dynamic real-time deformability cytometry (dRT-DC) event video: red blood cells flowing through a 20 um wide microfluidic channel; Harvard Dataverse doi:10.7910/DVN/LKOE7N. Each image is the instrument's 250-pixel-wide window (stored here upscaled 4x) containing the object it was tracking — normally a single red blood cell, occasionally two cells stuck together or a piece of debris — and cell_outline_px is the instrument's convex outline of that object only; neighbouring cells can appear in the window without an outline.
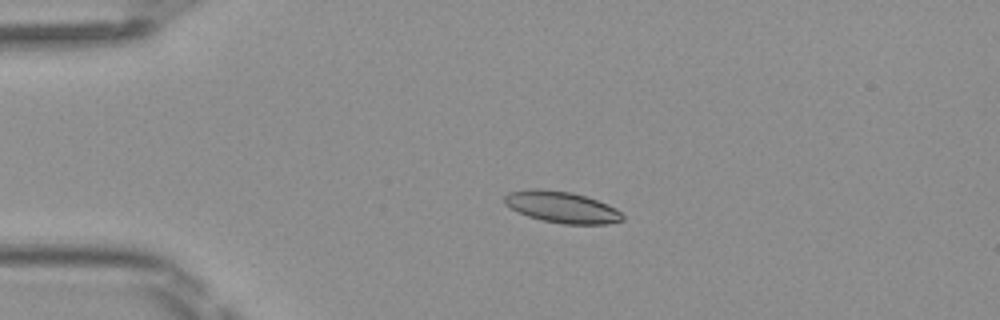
{"species": "Egyptian fruit bat (a non-hibernating species)", "species_latin": "Rousettus aegyptiacus", "temperature_condition": "room temperature", "stored_images_in_passage": 39, "camera_frame_rate_fps": 3000, "um_per_image_px": 0.085, "frame": {"image": 1, "passage_image": 7, "time_ms": 2.0, "image_size_px": [1000, 320], "cell_outline_px": [[624, 220], [604, 224], [564, 224], [544, 220], [528, 216], [504, 204], [504, 196], [508, 192], [536, 188], [572, 192], [596, 200], [616, 208], [624, 216]], "centroid_in_image_um": [47.75, 17.6], "position_along_channel_um": 37.2, "area_um2": 21.33}}
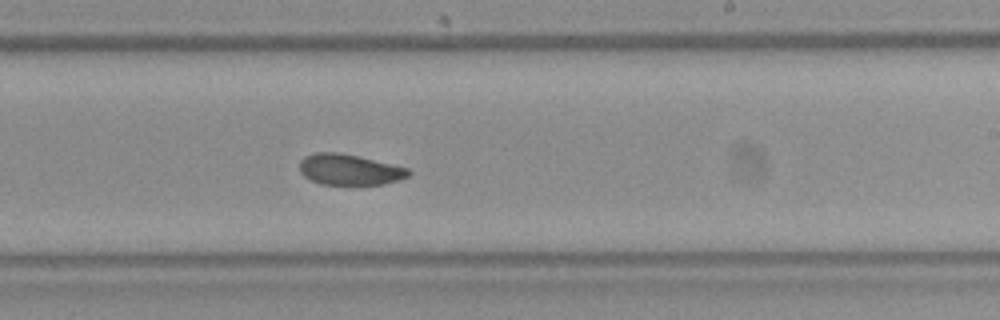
{"frame": {"image": 2, "passage_image": 26, "time_ms": 8.333, "image_size_px": [1000, 320], "cell_outline_px": [[412, 172], [408, 176], [400, 180], [384, 184], [320, 184], [308, 180], [300, 172], [300, 160], [304, 156], [312, 152], [340, 152], [360, 156], [408, 168]], "centroid_in_image_um": [29.68, 14.4], "position_along_channel_um": 259.3, "area_um2": 19.83}}
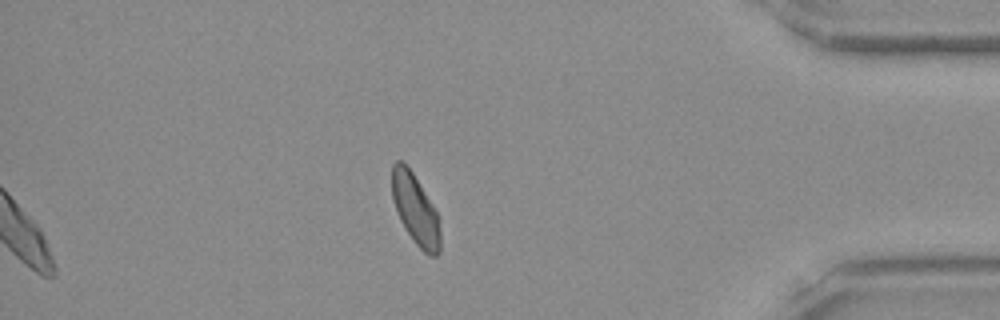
{"frame": {"image": 3, "passage_image": 39, "time_ms": 12.667, "image_size_px": [1000, 320], "cell_outline_px": [[440, 252], [436, 256], [428, 256], [412, 240], [400, 220], [396, 212], [392, 196], [392, 164], [396, 160], [400, 160], [412, 172], [436, 212], [440, 232]], "centroid_in_image_um": [35.29, 17.84], "position_along_channel_um": 399.9, "area_um2": 19.48}, "authors_computed_cell_mechanics": {"area_um2": 20.6924, "velocity_mm_per_s": 4.0918, "shape_relaxation_time_tau1_ms": 4.6216, "shape_relaxation_time_tau2_ms": 1.9937, "deformation_change_tau1": 0.117, "deformation_change_tau2": 0.0579}}